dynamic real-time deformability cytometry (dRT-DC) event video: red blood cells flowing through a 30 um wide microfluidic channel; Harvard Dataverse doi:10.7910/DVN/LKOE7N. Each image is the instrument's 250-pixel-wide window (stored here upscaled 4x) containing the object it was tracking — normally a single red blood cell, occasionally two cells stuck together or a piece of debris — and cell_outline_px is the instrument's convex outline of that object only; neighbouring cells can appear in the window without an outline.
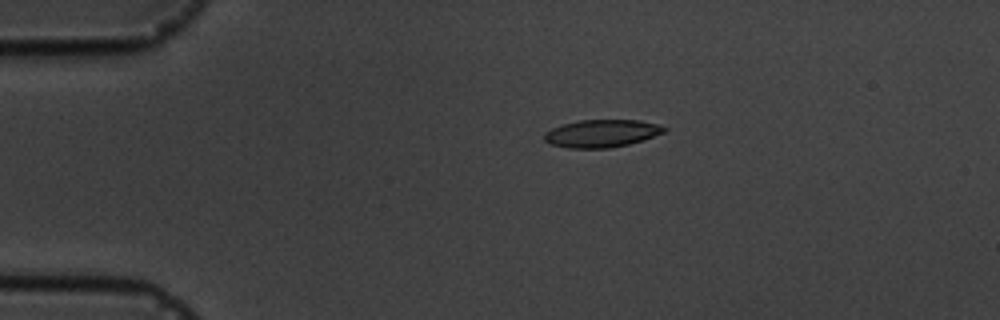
{"species": "common noctule bat (a hibernating species)", "species_latin": "Nyctalus noctula", "temperature_condition": "cold", "stored_images_in_passage": 9, "camera_frame_rate_fps": 3000, "um_per_image_px": 0.085, "animal": {"sex": "male", "body_mass_g": 19.5, "forearm_length_mm": 54.6}, "frame": {"image": 1, "passage_image": 4, "time_ms": 3.333, "image_size_px": [1000, 320], "cell_outline_px": [[668, 128], [664, 132], [644, 140], [628, 144], [608, 148], [568, 148], [552, 144], [544, 140], [544, 132], [560, 124], [580, 120], [640, 120], [656, 124]], "centroid_in_image_um": [51.12, 11.33], "position_along_channel_um": 33.9, "area_um2": 19.31}}
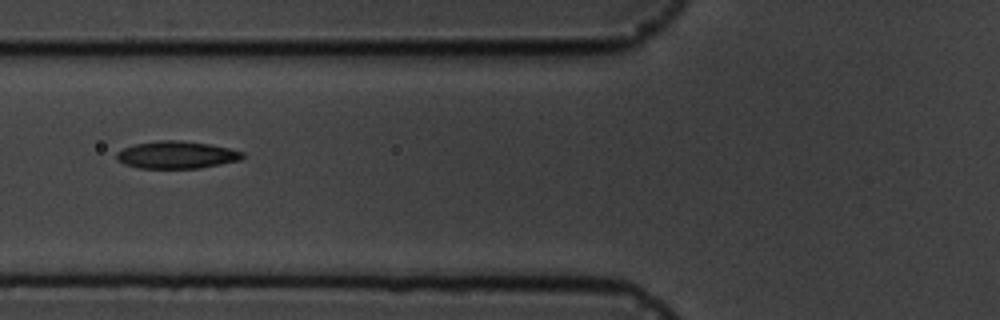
{"frame": {"image": 2, "passage_image": 7, "time_ms": 6.667, "image_size_px": [1000, 320], "cell_outline_px": [[244, 156], [240, 160], [200, 168], [140, 168], [124, 164], [116, 160], [116, 152], [124, 148], [136, 144], [160, 140], [176, 140], [208, 144], [228, 148], [244, 152]], "centroid_in_image_um": [14.99, 13.17], "position_along_channel_um": 110.8, "area_um2": 19.94}}
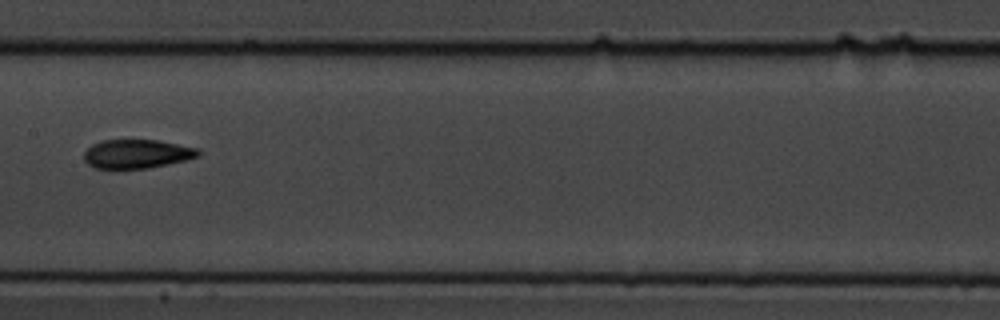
{"frame": {"image": 3, "passage_image": 9, "time_ms": 9.0, "image_size_px": [1000, 320], "cell_outline_px": [[200, 156], [168, 164], [148, 168], [96, 168], [88, 164], [84, 160], [84, 152], [92, 144], [104, 140], [156, 140], [200, 148]], "centroid_in_image_um": [11.65, 13.07], "position_along_channel_um": 195.7, "area_um2": 19.13}}